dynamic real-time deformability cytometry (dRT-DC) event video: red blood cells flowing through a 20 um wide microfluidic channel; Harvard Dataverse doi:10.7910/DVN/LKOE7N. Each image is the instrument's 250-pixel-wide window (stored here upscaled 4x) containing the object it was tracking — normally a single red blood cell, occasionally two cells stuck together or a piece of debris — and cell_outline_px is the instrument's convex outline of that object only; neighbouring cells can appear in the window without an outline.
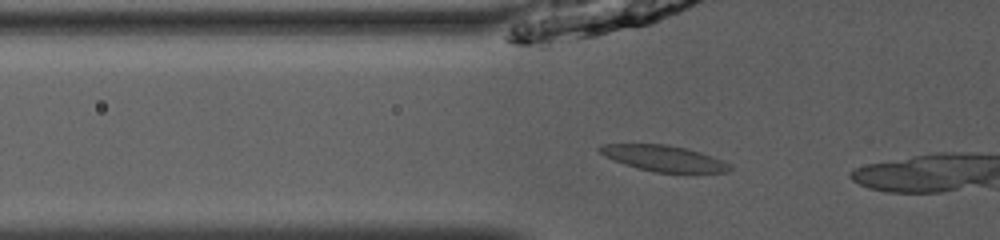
{"species": "common noctule bat (a hibernating species)", "species_latin": "Nyctalus noctula", "temperature_condition": "room temperature", "stored_images_in_passage": 9, "camera_frame_rate_fps": 3000, "um_per_image_px": 0.085, "animal": {"sex": "male", "body_mass_g": 13.0, "forearm_length_mm": 53.1}, "frame": {"image": 1, "passage_image": 4, "time_ms": 1.0, "image_size_px": [1000, 240], "cell_outline_px": [[732, 168], [728, 172], [688, 176], [656, 172], [624, 164], [604, 156], [596, 148], [600, 144], [664, 144], [684, 148], [700, 152], [712, 156], [728, 164]], "centroid_in_image_um": [56.48, 13.51], "position_along_channel_um": 69.3, "area_um2": 20.29}}
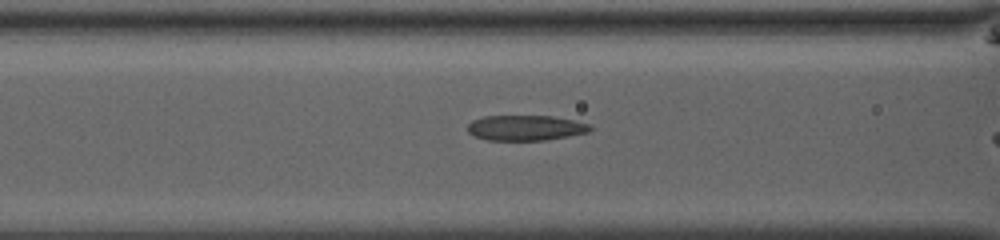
{"frame": {"image": 2, "passage_image": 8, "time_ms": 2.333, "image_size_px": [1000, 240], "cell_outline_px": [[592, 128], [588, 132], [568, 136], [544, 140], [488, 140], [472, 136], [468, 132], [468, 124], [472, 120], [484, 116], [552, 116], [592, 124]], "centroid_in_image_um": [44.65, 10.86], "position_along_channel_um": 121.9, "area_um2": 18.09}}